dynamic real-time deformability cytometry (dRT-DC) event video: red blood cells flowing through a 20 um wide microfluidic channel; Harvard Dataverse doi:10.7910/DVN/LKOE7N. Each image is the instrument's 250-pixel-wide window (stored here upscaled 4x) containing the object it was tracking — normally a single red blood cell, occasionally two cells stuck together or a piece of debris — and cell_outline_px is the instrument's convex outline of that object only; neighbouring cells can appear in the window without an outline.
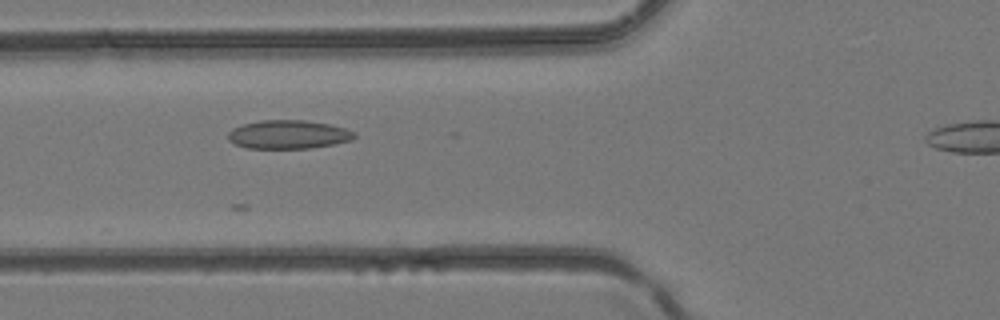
{"species": "common noctule bat (a hibernating species)", "species_latin": "Nyctalus noctula", "temperature_condition": "room temperature", "stored_images_in_passage": 15, "camera_frame_rate_fps": 3000, "um_per_image_px": 0.085, "animal": {"sex": "female", "body_mass_g": 24.6, "forearm_length_mm": 56.2}, "frame": {"image": 1, "passage_image": 7, "time_ms": 2.0, "image_size_px": [1000, 320], "cell_outline_px": [[356, 136], [352, 140], [336, 144], [312, 148], [248, 148], [236, 144], [228, 140], [228, 132], [232, 128], [240, 124], [260, 120], [304, 120], [332, 124], [356, 132]], "centroid_in_image_um": [24.53, 11.42], "position_along_channel_um": 101.3, "area_um2": 21.33}}
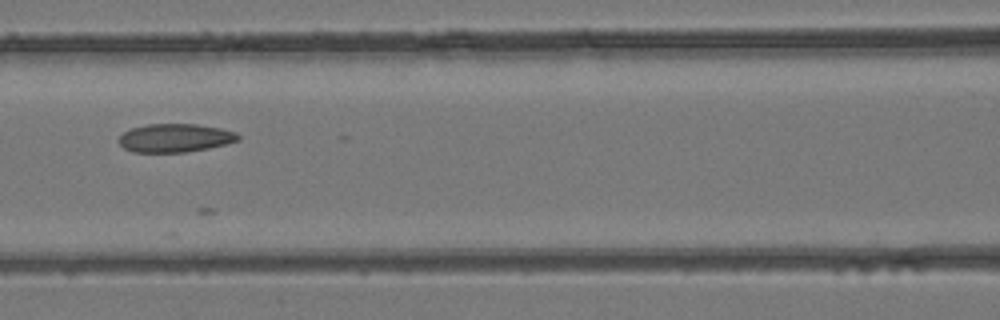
{"frame": {"image": 2, "passage_image": 10, "time_ms": 3.0, "image_size_px": [1000, 320], "cell_outline_px": [[240, 140], [208, 148], [184, 152], [132, 152], [124, 148], [116, 140], [124, 132], [132, 128], [148, 124], [196, 124], [220, 128], [236, 132], [240, 136]], "centroid_in_image_um": [14.86, 11.72], "position_along_channel_um": 151.7, "area_um2": 19.71}}
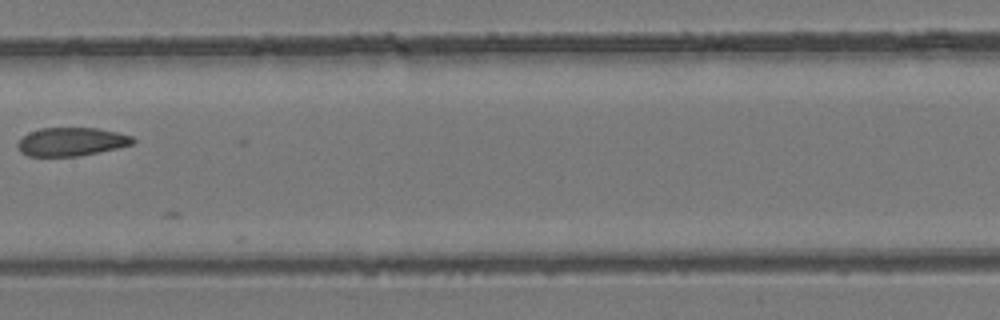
{"frame": {"image": 3, "passage_image": 13, "time_ms": 4.0, "image_size_px": [1000, 320], "cell_outline_px": [[136, 140], [132, 144], [116, 148], [76, 156], [28, 156], [20, 152], [16, 144], [28, 132], [40, 128], [96, 128], [116, 132], [132, 136]], "centroid_in_image_um": [6.03, 12.04], "position_along_channel_um": 201.4, "area_um2": 18.9}}